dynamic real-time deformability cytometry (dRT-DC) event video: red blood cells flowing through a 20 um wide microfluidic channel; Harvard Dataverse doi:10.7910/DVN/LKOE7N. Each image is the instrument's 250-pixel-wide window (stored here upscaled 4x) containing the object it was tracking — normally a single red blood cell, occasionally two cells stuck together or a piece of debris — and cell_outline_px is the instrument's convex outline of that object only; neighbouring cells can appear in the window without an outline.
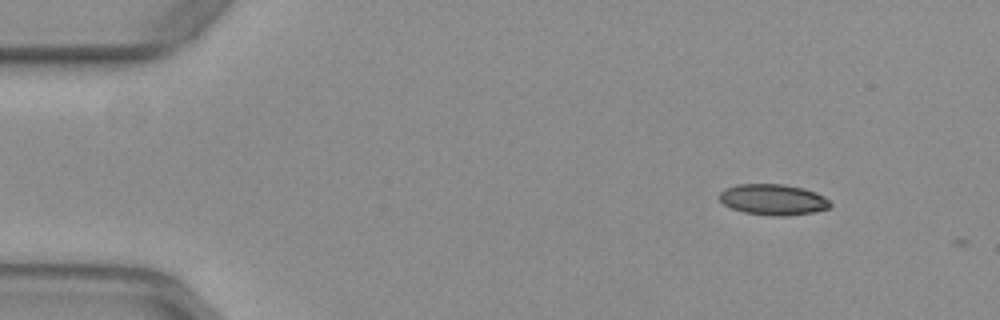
{"species": "common noctule bat (a hibernating species)", "species_latin": "Nyctalus noctula", "temperature_condition": "warm", "stored_images_in_passage": 2, "camera_frame_rate_fps": 3000, "um_per_image_px": 0.085, "animal": {"sex": "female", "body_mass_g": 29.2, "forearm_length_mm": 56.3}, "frame": {"image": 1, "passage_image": 1, "time_ms": 0.0, "image_size_px": [1000, 320], "cell_outline_px": [[832, 204], [828, 208], [812, 212], [784, 216], [772, 216], [744, 212], [732, 208], [724, 204], [720, 200], [720, 192], [724, 188], [740, 184], [784, 184], [804, 188], [816, 192], [824, 196]], "centroid_in_image_um": [65.72, 16.96], "position_along_channel_um": 19.3, "area_um2": 19.88}}